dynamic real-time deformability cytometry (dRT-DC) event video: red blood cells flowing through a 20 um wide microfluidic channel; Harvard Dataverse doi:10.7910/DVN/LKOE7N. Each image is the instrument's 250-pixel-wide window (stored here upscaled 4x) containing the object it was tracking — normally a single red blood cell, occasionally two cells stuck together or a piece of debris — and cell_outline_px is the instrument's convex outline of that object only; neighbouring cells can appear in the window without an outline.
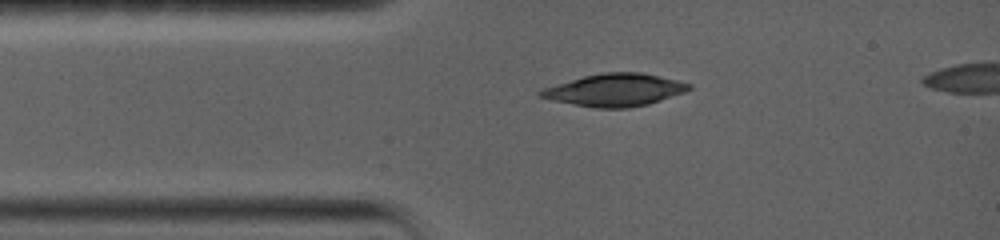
{"species": "common noctule bat (a hibernating species)", "species_latin": "Nyctalus noctula", "temperature_condition": "warm", "stored_images_in_passage": 3, "camera_frame_rate_fps": 5000, "um_per_image_px": 0.085, "animal": {"sex": "female", "body_mass_g": 19.0, "forearm_length_mm": 56.7}, "frame": {"image": 1, "passage_image": 1, "time_ms": 0.0, "image_size_px": [1000, 240], "cell_outline_px": [[692, 88], [684, 92], [648, 104], [628, 108], [596, 108], [552, 100], [536, 96], [536, 92], [540, 88], [584, 76], [604, 72], [640, 72], [660, 76], [692, 84]], "centroid_in_image_um": [52.21, 7.64], "position_along_channel_um": 32.8, "area_um2": 28.09}}